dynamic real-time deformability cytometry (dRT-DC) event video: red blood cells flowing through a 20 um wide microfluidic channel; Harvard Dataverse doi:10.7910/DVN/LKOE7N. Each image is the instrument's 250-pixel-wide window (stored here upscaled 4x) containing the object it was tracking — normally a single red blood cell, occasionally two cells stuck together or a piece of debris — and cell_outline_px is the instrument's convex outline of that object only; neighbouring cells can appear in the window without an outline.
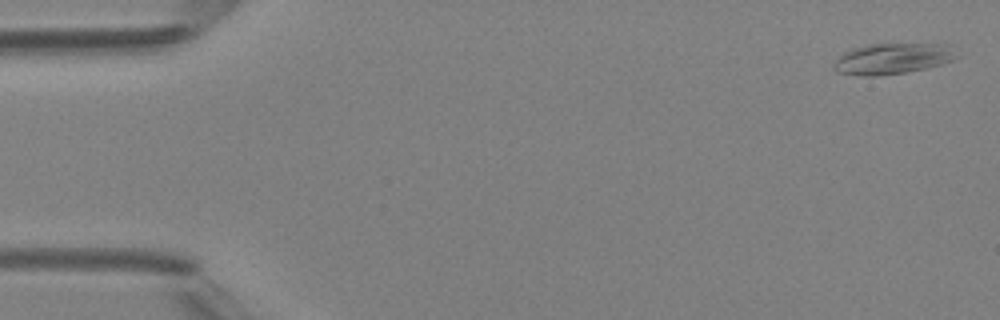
{"species": "Egyptian fruit bat (a non-hibernating species)", "species_latin": "Rousettus aegyptiacus", "temperature_condition": "room temperature", "stored_images_in_passage": 4, "camera_frame_rate_fps": 3000, "um_per_image_px": 0.085, "animal": {"sex": "female"}, "frame": {"image": 1, "passage_image": 1, "time_ms": 0.0, "image_size_px": [1000, 320], "cell_outline_px": [[960, 56], [944, 64], [928, 68], [908, 72], [876, 76], [860, 76], [836, 72], [832, 68], [836, 60], [844, 52], [852, 48], [868, 44], [948, 44]], "centroid_in_image_um": [75.88, 4.99], "position_along_channel_um": 9.1, "area_um2": 22.37}}